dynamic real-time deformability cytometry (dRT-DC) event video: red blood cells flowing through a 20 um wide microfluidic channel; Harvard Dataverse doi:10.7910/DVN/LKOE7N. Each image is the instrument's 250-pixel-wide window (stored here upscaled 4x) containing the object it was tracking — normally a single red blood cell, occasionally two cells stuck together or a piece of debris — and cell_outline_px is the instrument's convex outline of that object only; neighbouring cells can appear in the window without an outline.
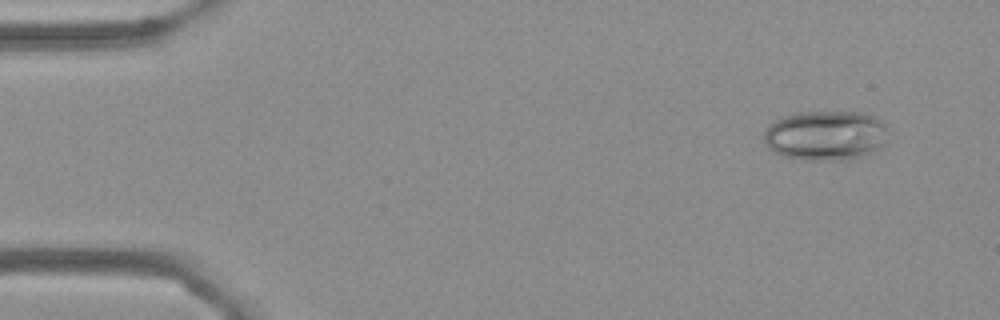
{"species": "Egyptian fruit bat (a non-hibernating species)", "species_latin": "Rousettus aegyptiacus", "temperature_condition": "cold", "stored_images_in_passage": 4, "camera_frame_rate_fps": 3000, "um_per_image_px": 0.085, "frame": {"image": 1, "passage_image": 1, "time_ms": 0.0, "image_size_px": [1000, 320], "cell_outline_px": [[888, 144], [864, 156], [848, 160], [804, 160], [784, 156], [772, 152], [768, 148], [764, 140], [764, 128], [780, 116], [796, 112], [860, 112], [872, 116], [880, 120], [884, 124], [888, 140]], "centroid_in_image_um": [70.16, 11.52], "position_along_channel_um": 14.8, "area_um2": 36.7}}